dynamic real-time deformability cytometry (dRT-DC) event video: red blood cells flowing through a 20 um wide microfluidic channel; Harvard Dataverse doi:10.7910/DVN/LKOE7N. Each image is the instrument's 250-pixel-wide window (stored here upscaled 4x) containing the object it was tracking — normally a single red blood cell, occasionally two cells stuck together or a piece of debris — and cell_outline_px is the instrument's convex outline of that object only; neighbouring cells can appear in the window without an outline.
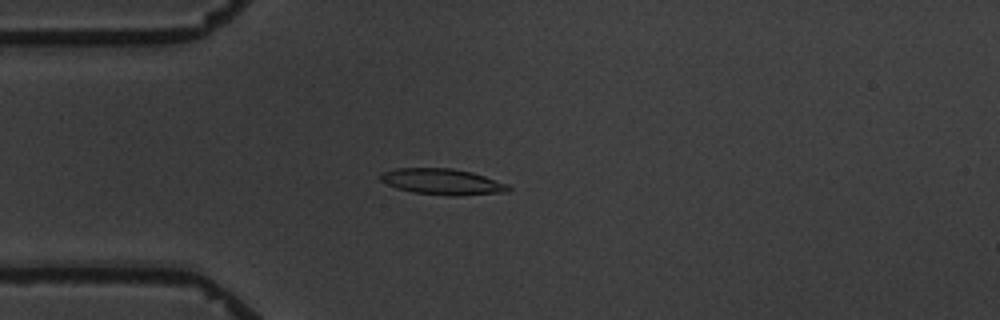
{"species": "common noctule bat (a hibernating species)", "species_latin": "Nyctalus noctula", "temperature_condition": "warm", "stored_images_in_passage": 1, "camera_frame_rate_fps": 3000, "um_per_image_px": 0.085, "animal": {"sex": "male", "body_mass_g": 19.5, "forearm_length_mm": 54.6}, "frame": {"image": 1, "passage_image": 1, "time_ms": 0.0, "image_size_px": [1000, 320], "cell_outline_px": [[512, 188], [508, 192], [460, 196], [448, 196], [412, 192], [396, 188], [380, 180], [376, 176], [380, 172], [396, 168], [452, 168], [472, 172], [508, 184]], "centroid_in_image_um": [37.58, 15.45], "position_along_channel_um": 47.4, "area_um2": 19.71}}